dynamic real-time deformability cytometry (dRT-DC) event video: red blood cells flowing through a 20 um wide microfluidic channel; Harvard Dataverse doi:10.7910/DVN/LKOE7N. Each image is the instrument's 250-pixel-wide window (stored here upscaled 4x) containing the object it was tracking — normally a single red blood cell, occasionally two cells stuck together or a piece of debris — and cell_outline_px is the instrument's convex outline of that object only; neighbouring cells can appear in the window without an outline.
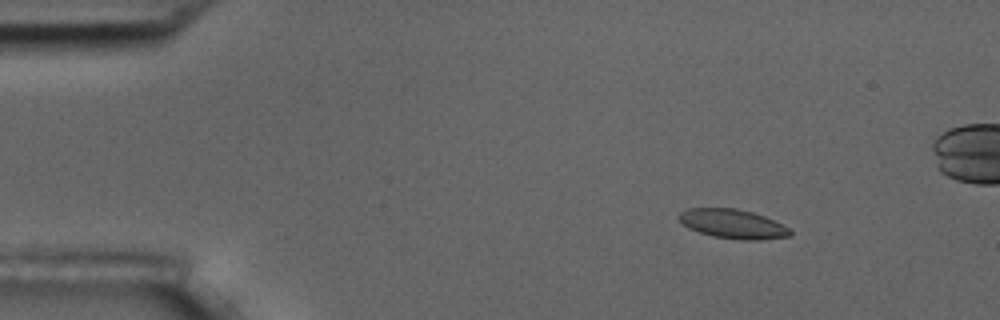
{"species": "common noctule bat (a hibernating species)", "species_latin": "Nyctalus noctula", "temperature_condition": "room temperature", "stored_images_in_passage": 6, "camera_frame_rate_fps": 3000, "um_per_image_px": 0.085, "animal": {"sex": "male", "body_mass_g": 17.5, "forearm_length_mm": 52.3}, "frame": {"image": 1, "passage_image": 3, "time_ms": 2.333, "image_size_px": [1000, 320], "cell_outline_px": [[792, 236], [756, 240], [740, 240], [712, 236], [688, 228], [676, 216], [680, 212], [688, 208], [736, 208], [752, 212], [764, 216], [788, 228], [792, 232]], "centroid_in_image_um": [62.26, 19.03], "position_along_channel_um": 22.7, "area_um2": 18.84}}